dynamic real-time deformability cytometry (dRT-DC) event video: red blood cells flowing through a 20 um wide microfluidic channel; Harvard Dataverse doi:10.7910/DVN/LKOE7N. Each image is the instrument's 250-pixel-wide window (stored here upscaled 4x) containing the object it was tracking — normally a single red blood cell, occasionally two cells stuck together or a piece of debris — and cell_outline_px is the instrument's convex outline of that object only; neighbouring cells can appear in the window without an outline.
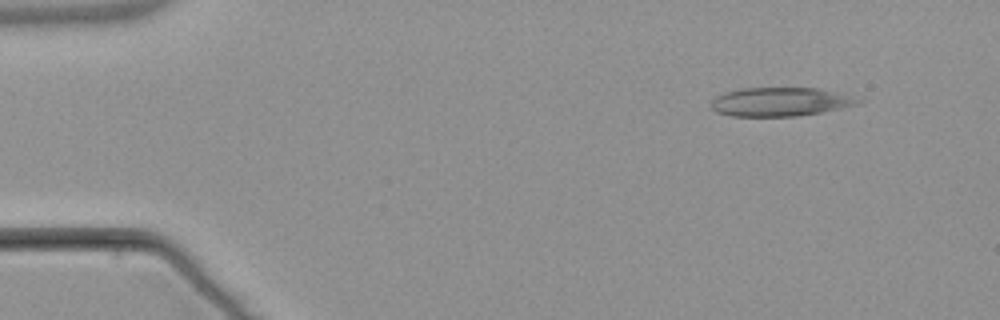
{"species": "common noctule bat (a hibernating species)", "species_latin": "Nyctalus noctula", "temperature_condition": "warm", "stored_images_in_passage": 4, "camera_frame_rate_fps": 3000, "um_per_image_px": 0.085, "animal": {"sex": "male", "body_mass_g": 21.5, "forearm_length_mm": 52.0}, "frame": {"image": 1, "passage_image": 2, "time_ms": 1.333, "image_size_px": [1000, 320], "cell_outline_px": [[864, 100], [860, 104], [820, 112], [796, 116], [732, 116], [716, 112], [712, 108], [712, 100], [716, 96], [724, 92], [740, 88], [820, 88], [840, 92]], "centroid_in_image_um": [66.35, 8.64], "position_along_channel_um": 18.7, "area_um2": 24.74}}
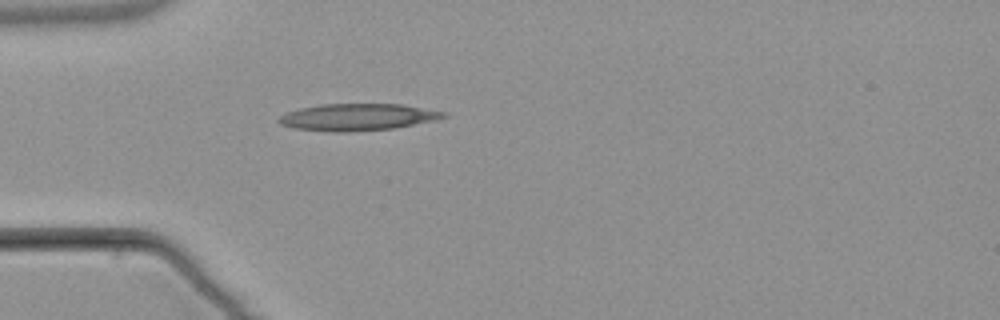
{"frame": {"image": 2, "passage_image": 4, "time_ms": 4.667, "image_size_px": [1000, 320], "cell_outline_px": [[448, 116], [436, 120], [392, 128], [348, 132], [332, 132], [292, 128], [280, 124], [276, 120], [280, 116], [288, 112], [300, 108], [320, 104], [400, 104], [448, 112]], "centroid_in_image_um": [30.38, 9.95], "position_along_channel_um": 54.6, "area_um2": 25.84}}